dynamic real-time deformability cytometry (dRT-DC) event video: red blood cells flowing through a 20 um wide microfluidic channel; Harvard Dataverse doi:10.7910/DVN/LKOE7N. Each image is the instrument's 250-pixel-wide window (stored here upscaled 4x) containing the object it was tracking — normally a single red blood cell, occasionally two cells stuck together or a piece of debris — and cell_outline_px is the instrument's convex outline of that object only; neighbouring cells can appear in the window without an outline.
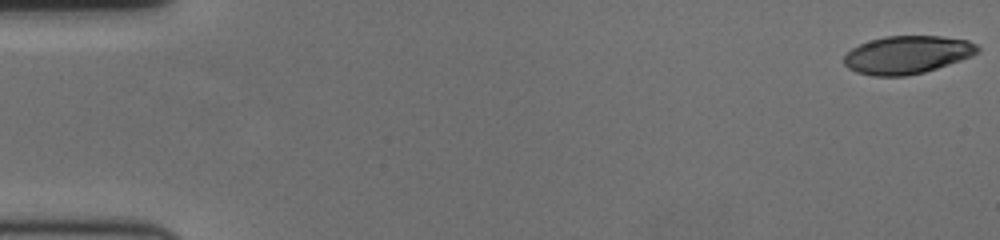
{"species": "human", "species_latin": "Homo sapiens", "temperature_condition": "cold", "stored_images_in_passage": 59, "camera_frame_rate_fps": 3000, "um_per_image_px": 0.085, "donor": {"sex": "female"}, "frame": {"image": 1, "passage_image": 1, "time_ms": 0.0, "image_size_px": [1000, 240], "cell_outline_px": [[980, 52], [972, 56], [924, 72], [904, 76], [872, 76], [856, 72], [848, 68], [844, 64], [844, 56], [852, 48], [860, 44], [884, 36], [940, 36], [968, 40], [976, 44], [980, 48]], "centroid_in_image_um": [77.12, 4.65], "position_along_channel_um": 7.9, "area_um2": 29.48}}
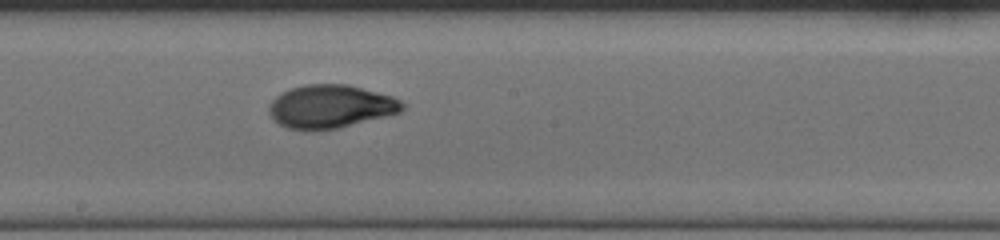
{"frame": {"image": 2, "passage_image": 33, "time_ms": 10.667, "image_size_px": [1000, 240], "cell_outline_px": [[408, 104], [400, 112], [336, 128], [316, 132], [308, 132], [288, 128], [280, 124], [268, 112], [268, 104], [280, 92], [304, 84], [348, 84], [392, 96]], "centroid_in_image_um": [28.07, 9.06], "position_along_channel_um": 220.1, "area_um2": 33.81}}
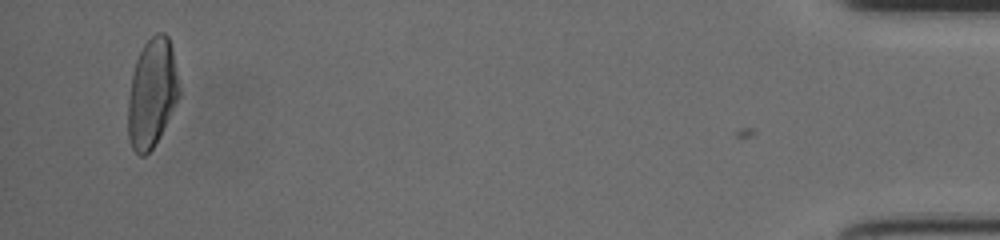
{"frame": {"image": 3, "passage_image": 57, "time_ms": 18.667, "image_size_px": [1000, 240], "cell_outline_px": [[180, 92], [152, 148], [144, 156], [140, 156], [132, 148], [128, 136], [128, 100], [132, 72], [136, 60], [144, 44], [156, 32], [164, 32], [168, 36], [172, 44]], "centroid_in_image_um": [12.89, 7.85], "position_along_channel_um": 422.3, "area_um2": 31.85}, "authors_computed_cell_mechanics": {"area_um2": 32.1368, "velocity_mm_per_s": 3.5667, "shape_relaxation_time_tau1_ms": 4.7878, "shape_relaxation_time_tau2_ms": 1.6573, "deformation_change_tau1": 0.1937, "deformation_change_tau2": 0.057}}